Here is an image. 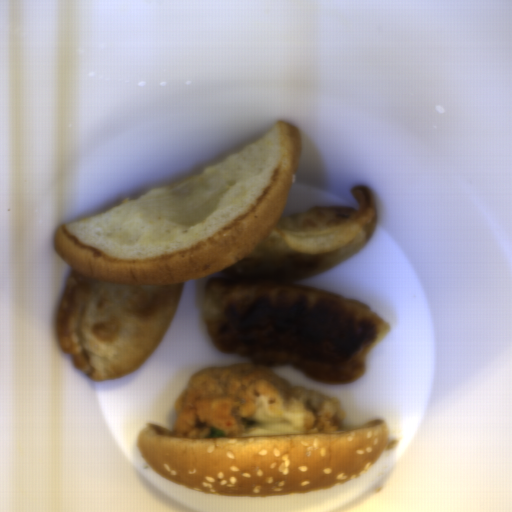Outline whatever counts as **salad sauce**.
<instances>
[{"instance_id":"11859cd6","label":"salad sauce","mask_w":512,"mask_h":512,"mask_svg":"<svg viewBox=\"0 0 512 512\" xmlns=\"http://www.w3.org/2000/svg\"><path fill=\"white\" fill-rule=\"evenodd\" d=\"M255 408L257 422L246 427L247 436H291L304 430V413L278 407V412L272 414L267 396H258Z\"/></svg>"}]
</instances>
